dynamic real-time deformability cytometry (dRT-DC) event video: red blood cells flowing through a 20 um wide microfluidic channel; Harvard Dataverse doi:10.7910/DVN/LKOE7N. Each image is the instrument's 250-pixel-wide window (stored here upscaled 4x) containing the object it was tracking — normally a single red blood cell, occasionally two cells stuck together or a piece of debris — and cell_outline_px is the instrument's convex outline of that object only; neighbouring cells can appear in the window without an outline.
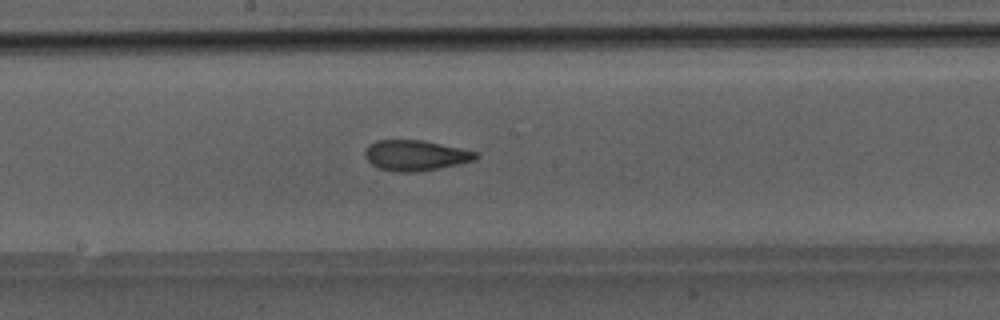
{"species": "Egyptian fruit bat (a non-hibernating species)", "species_latin": "Rousettus aegyptiacus", "temperature_condition": "room temperature", "stored_images_in_passage": 33, "camera_frame_rate_fps": 3000, "um_per_image_px": 0.085, "animal": {"sex": "male"}, "frame": {"image": 1, "passage_image": 19, "time_ms": 6.0, "image_size_px": [1000, 320], "cell_outline_px": [[480, 156], [476, 160], [416, 172], [396, 172], [376, 168], [364, 156], [364, 152], [368, 144], [376, 140], [420, 140], [480, 152]], "centroid_in_image_um": [35.29, 13.21], "position_along_channel_um": 212.9, "area_um2": 19.71}}